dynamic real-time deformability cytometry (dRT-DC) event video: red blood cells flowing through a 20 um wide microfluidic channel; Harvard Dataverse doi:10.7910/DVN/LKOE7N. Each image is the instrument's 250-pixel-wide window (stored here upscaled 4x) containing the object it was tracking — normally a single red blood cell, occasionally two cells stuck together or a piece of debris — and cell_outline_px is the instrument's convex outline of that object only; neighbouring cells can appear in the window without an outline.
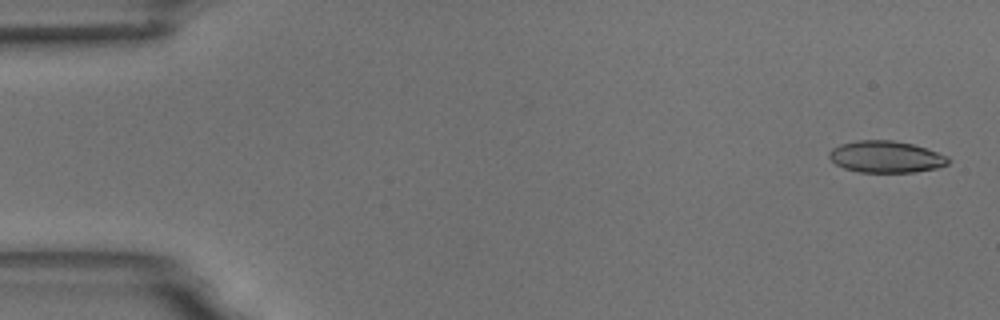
{"species": "common noctule bat (a hibernating species)", "species_latin": "Nyctalus noctula", "temperature_condition": "room temperature", "stored_images_in_passage": 4, "camera_frame_rate_fps": 3000, "um_per_image_px": 0.085, "animal": {"sex": "male", "body_mass_g": 18.8}, "frame": {"image": 1, "passage_image": 1, "time_ms": 0.0, "image_size_px": [1000, 320], "cell_outline_px": [[948, 164], [936, 168], [916, 172], [860, 172], [844, 168], [836, 164], [828, 156], [828, 152], [832, 148], [840, 144], [856, 140], [892, 140], [912, 144], [948, 156]], "centroid_in_image_um": [75.27, 13.32], "position_along_channel_um": 9.7, "area_um2": 21.91}}